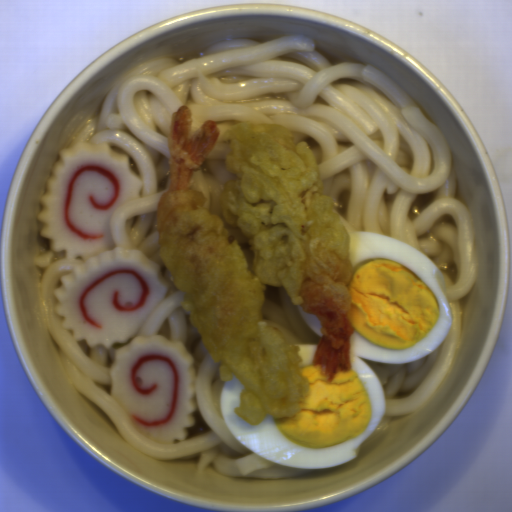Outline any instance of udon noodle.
Wrapping results in <instances>:
<instances>
[{"mask_svg":"<svg viewBox=\"0 0 512 512\" xmlns=\"http://www.w3.org/2000/svg\"><path fill=\"white\" fill-rule=\"evenodd\" d=\"M192 112L191 131L204 120L219 129L212 151L191 172L190 186L203 193L212 215L242 249L253 275L254 255L247 236L229 224L221 210V193L238 180L227 166L237 122L281 124L295 144L306 142L347 232H372L401 241L425 254L441 274L452 323L440 345L406 363L359 358L377 374L386 411L361 443L357 457L385 438L393 416L423 408L448 377L459 348L463 317L460 299L477 273L470 210L455 198L456 177L448 141L419 106L388 75L369 64H331L303 34L266 43L228 39L207 47L200 58L183 63L156 57L120 78L106 94L89 139L107 142L128 155L142 186L139 198L113 213L109 231L115 247L138 250L157 263L169 284L164 299L148 315L136 337L164 336L180 342L194 358L196 411L206 433L162 444L139 433L114 400L111 364L116 349L89 348L73 338L55 310V290L84 258L69 259L50 248L33 257L43 268L40 295L46 323L58 345L68 381L111 420L121 440L156 459H181L198 453L202 470L212 464L225 476L282 480L311 475L317 469L280 466L254 453L229 430L220 408L225 380L220 364L204 346L183 307L185 296L159 252L156 216L169 181V135L173 113ZM354 458V459H355Z\"/></svg>","mask_w":512,"mask_h":512,"instance_id":"1","label":"udon noodle"},{"mask_svg":"<svg viewBox=\"0 0 512 512\" xmlns=\"http://www.w3.org/2000/svg\"><path fill=\"white\" fill-rule=\"evenodd\" d=\"M266 323L279 330L290 345H317L321 336L316 334L294 305L284 287L266 284L261 308Z\"/></svg>","mask_w":512,"mask_h":512,"instance_id":"2","label":"udon noodle"}]
</instances>
